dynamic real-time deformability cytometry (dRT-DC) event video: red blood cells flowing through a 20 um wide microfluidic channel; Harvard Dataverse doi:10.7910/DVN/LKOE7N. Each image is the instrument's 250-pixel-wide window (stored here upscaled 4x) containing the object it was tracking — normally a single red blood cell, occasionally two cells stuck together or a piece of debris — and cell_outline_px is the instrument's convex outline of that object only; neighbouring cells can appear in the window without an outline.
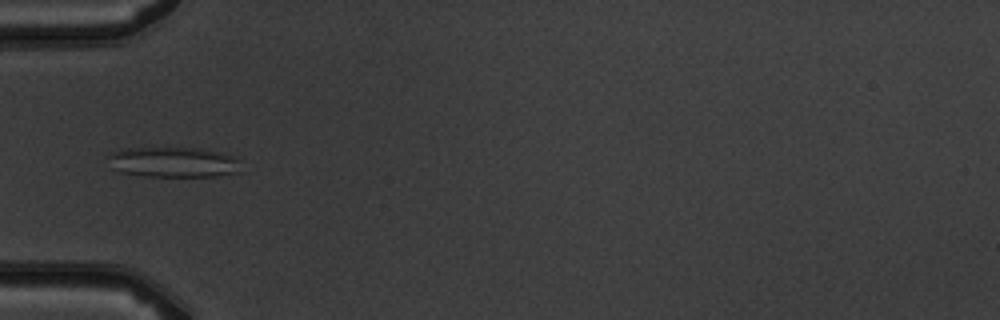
{"species": "common noctule bat (a hibernating species)", "species_latin": "Nyctalus noctula", "temperature_condition": "warm", "stored_images_in_passage": 5, "camera_frame_rate_fps": 3000, "um_per_image_px": 0.085, "animal": {"sex": "male", "body_mass_g": 19.5, "forearm_length_mm": 54.6}, "frame": {"image": 1, "passage_image": 5, "time_ms": 5.333, "image_size_px": [1000, 320], "cell_outline_px": [[240, 172], [220, 176], [144, 176], [116, 172], [112, 168], [108, 156], [108, 152], [124, 148], [196, 148], [220, 152], [236, 156], [240, 160]], "centroid_in_image_um": [14.73, 13.78], "position_along_channel_um": 70.3, "area_um2": 23.87}}